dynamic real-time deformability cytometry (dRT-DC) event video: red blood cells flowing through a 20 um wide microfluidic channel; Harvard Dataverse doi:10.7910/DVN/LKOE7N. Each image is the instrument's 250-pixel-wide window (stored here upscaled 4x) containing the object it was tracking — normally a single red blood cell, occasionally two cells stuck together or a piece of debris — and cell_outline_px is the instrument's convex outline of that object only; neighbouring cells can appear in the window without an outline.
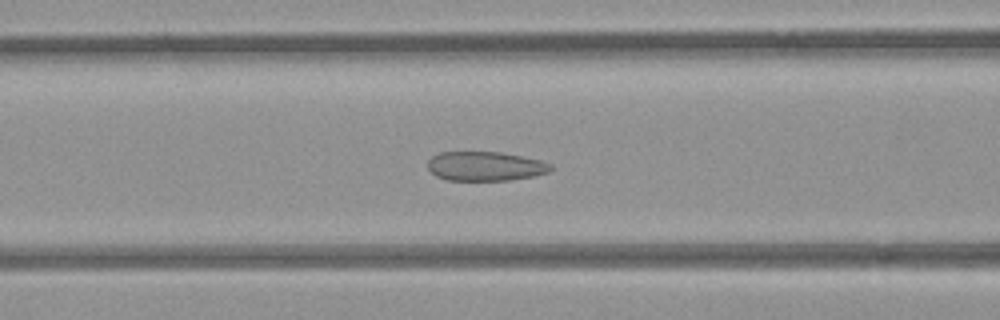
{"species": "common noctule bat (a hibernating species)", "species_latin": "Nyctalus noctula", "temperature_condition": "room temperature", "stored_images_in_passage": 39, "camera_frame_rate_fps": 3000, "um_per_image_px": 0.085, "animal": {"sex": "female", "body_mass_g": 21.9}, "frame": {"image": 1, "passage_image": 10, "time_ms": 3.0, "image_size_px": [1000, 320], "cell_outline_px": [[552, 168], [548, 172], [532, 176], [508, 180], [448, 180], [436, 176], [428, 168], [428, 160], [432, 156], [440, 152], [500, 152], [540, 160], [552, 164]], "centroid_in_image_um": [41.23, 14.12], "position_along_channel_um": 125.4, "area_um2": 20.81}}
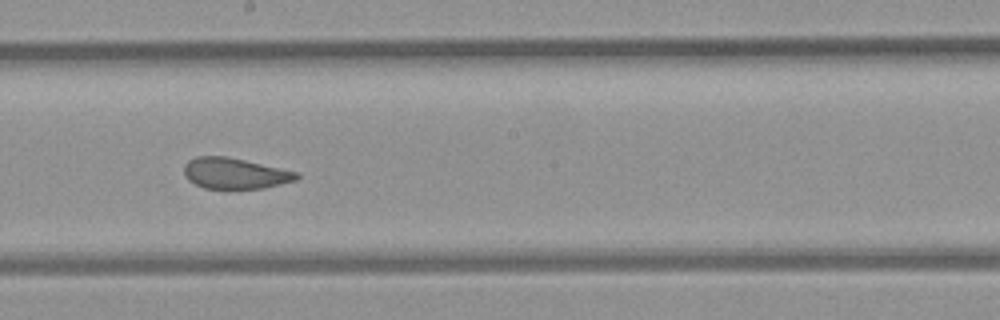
{"frame": {"image": 2, "passage_image": 18, "time_ms": 5.667, "image_size_px": [1000, 320], "cell_outline_px": [[300, 176], [296, 180], [264, 188], [204, 188], [188, 180], [184, 176], [184, 164], [188, 160], [196, 156], [228, 156], [300, 172]], "centroid_in_image_um": [19.97, 14.72], "position_along_channel_um": 228.2, "area_um2": 20.4}}
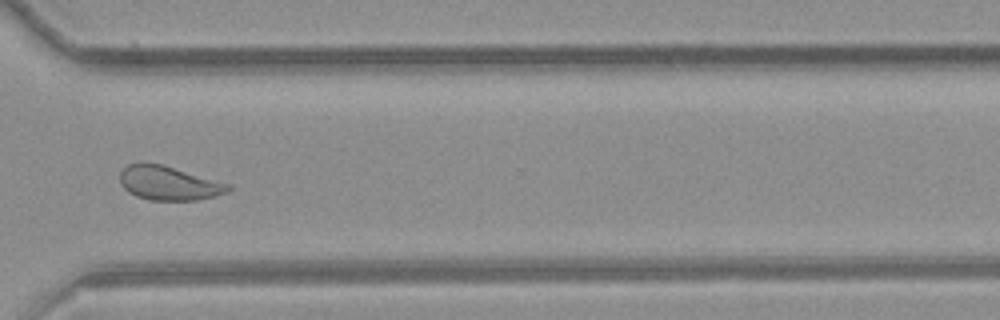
{"frame": {"image": 3, "passage_image": 28, "time_ms": 9.0, "image_size_px": [1000, 320], "cell_outline_px": [[232, 188], [228, 192], [216, 196], [200, 200], [152, 200], [136, 196], [128, 192], [120, 184], [120, 172], [128, 164], [160, 164], [232, 184]], "centroid_in_image_um": [14.39, 15.59], "position_along_channel_um": 356.2, "area_um2": 21.39}, "authors_computed_cell_mechanics": {"area_um2": 21.2704, "velocity_mm_per_s": 3.8539, "shape_relaxation_time_tau1_ms": null, "shape_relaxation_time_tau2_ms": 1.0078, "deformation_change_tau1": null, "deformation_change_tau2": 0.0775}}